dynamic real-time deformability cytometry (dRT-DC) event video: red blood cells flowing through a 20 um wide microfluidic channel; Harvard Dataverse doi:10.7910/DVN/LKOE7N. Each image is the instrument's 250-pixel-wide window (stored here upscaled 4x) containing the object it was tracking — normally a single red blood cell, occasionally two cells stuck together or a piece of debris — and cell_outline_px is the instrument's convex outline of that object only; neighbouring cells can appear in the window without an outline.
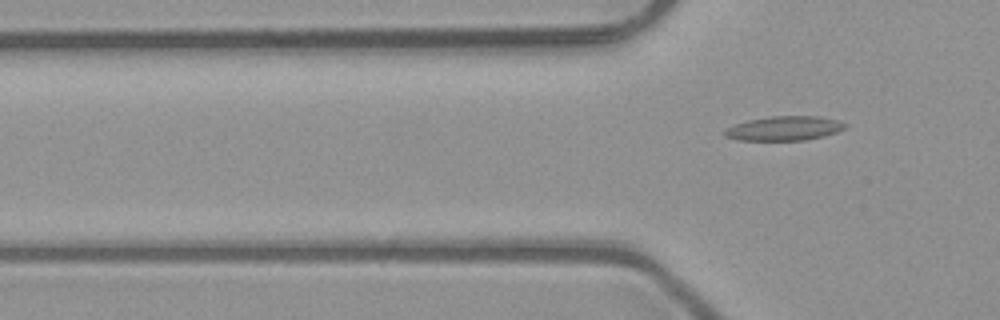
{"species": "common noctule bat (a hibernating species)", "species_latin": "Nyctalus noctula", "temperature_condition": "room temperature", "stored_images_in_passage": 4, "segment_of_instrument_passage": [2, 2], "camera_frame_rate_fps": 3000, "um_per_image_px": 0.085, "animal": {"sex": "male", "body_mass_g": 23.1, "forearm_length_mm": 52.7}, "frame": {"image": 1, "passage_image": 4, "time_ms": 1.0, "image_size_px": [1000, 320], "cell_outline_px": [[844, 128], [836, 132], [824, 136], [804, 140], [736, 140], [724, 136], [724, 132], [728, 128], [736, 124], [748, 120], [772, 116], [816, 116], [836, 120], [844, 124]], "centroid_in_image_um": [66.62, 10.92], "position_along_channel_um": 59.2, "area_um2": 16.76}}